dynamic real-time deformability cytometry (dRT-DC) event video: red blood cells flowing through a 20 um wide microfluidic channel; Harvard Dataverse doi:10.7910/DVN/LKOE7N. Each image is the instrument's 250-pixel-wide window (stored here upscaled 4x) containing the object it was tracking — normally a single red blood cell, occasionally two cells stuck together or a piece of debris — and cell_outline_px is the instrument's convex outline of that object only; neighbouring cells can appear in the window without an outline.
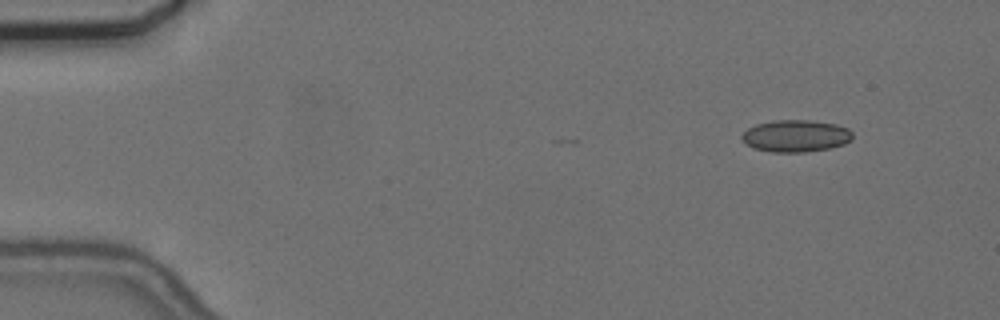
{"species": "common noctule bat (a hibernating species)", "species_latin": "Nyctalus noctula", "temperature_condition": "cold", "stored_images_in_passage": 41, "camera_frame_rate_fps": 3000, "um_per_image_px": 0.085, "animal": {"sex": "female", "body_mass_g": 24.6, "forearm_length_mm": 56.2}, "frame": {"image": 1, "passage_image": 1, "time_ms": 0.0, "image_size_px": [1000, 320], "cell_outline_px": [[852, 140], [844, 144], [828, 148], [804, 152], [772, 152], [752, 148], [744, 144], [740, 136], [748, 128], [756, 124], [772, 120], [808, 120], [836, 124], [848, 128], [852, 132]], "centroid_in_image_um": [67.61, 11.55], "position_along_channel_um": 17.4, "area_um2": 20.81}}
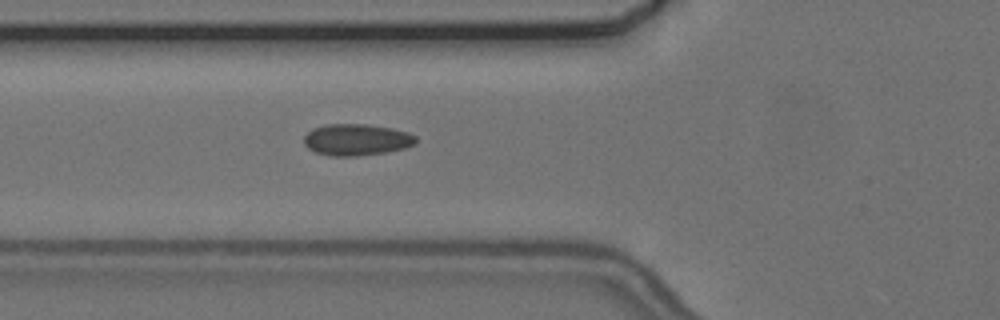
{"frame": {"image": 2, "passage_image": 16, "time_ms": 5.0, "image_size_px": [1000, 320], "cell_outline_px": [[416, 144], [404, 148], [384, 152], [356, 156], [328, 156], [316, 152], [308, 148], [304, 144], [304, 136], [312, 128], [324, 124], [368, 124], [392, 128], [408, 132], [416, 136]], "centroid_in_image_um": [30.29, 11.87], "position_along_channel_um": 95.5, "area_um2": 20.69}}
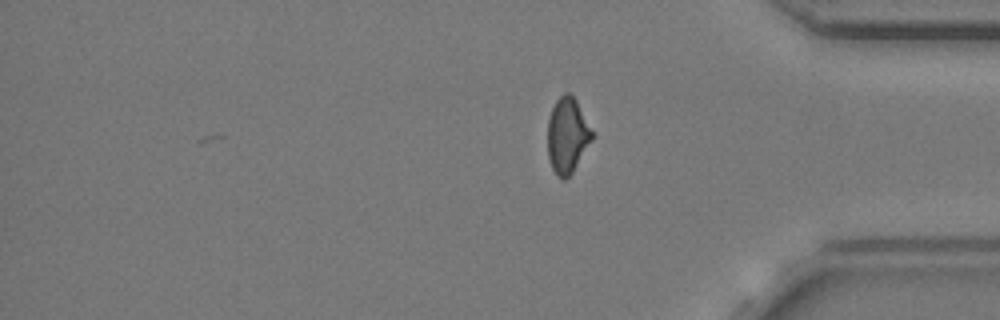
{"frame": {"image": 3, "passage_image": 41, "time_ms": 13.333, "image_size_px": [1000, 320], "cell_outline_px": [[592, 140], [572, 172], [564, 180], [556, 176], [552, 168], [548, 156], [548, 120], [552, 108], [556, 100], [564, 92], [568, 92], [576, 100], [592, 132]], "centroid_in_image_um": [48.2, 11.52], "position_along_channel_um": 387.0, "area_um2": 19.19}, "authors_computed_cell_mechanics": {"area_um2": 19.8254, "velocity_mm_per_s": 3.6669, "shape_relaxation_time_tau1_ms": null, "shape_relaxation_time_tau2_ms": 1.2152, "deformation_change_tau1": null, "deformation_change_tau2": 0.0582}}